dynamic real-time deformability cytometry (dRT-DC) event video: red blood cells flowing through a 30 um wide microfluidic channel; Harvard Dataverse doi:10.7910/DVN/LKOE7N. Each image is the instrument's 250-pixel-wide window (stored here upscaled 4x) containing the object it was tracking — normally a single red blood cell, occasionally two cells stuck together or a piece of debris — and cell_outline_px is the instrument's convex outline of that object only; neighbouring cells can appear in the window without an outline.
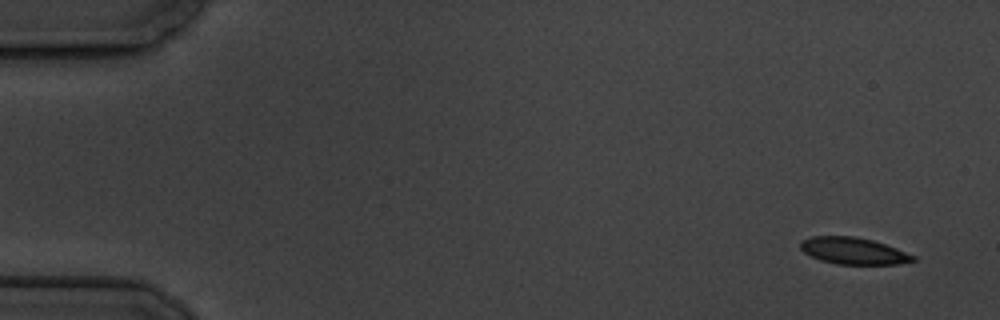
{"species": "common noctule bat (a hibernating species)", "species_latin": "Nyctalus noctula", "temperature_condition": "cold", "stored_images_in_passage": 5, "camera_frame_rate_fps": 3000, "um_per_image_px": 0.085, "animal": {"sex": "male", "body_mass_g": 19.5, "forearm_length_mm": 54.6}, "frame": {"image": 1, "passage_image": 1, "time_ms": 0.0, "image_size_px": [1000, 320], "cell_outline_px": [[916, 260], [900, 264], [836, 264], [820, 260], [804, 252], [800, 248], [800, 240], [812, 236], [852, 236], [872, 240], [896, 248], [916, 256]], "centroid_in_image_um": [72.53, 21.32], "position_along_channel_um": 12.5, "area_um2": 17.51}}